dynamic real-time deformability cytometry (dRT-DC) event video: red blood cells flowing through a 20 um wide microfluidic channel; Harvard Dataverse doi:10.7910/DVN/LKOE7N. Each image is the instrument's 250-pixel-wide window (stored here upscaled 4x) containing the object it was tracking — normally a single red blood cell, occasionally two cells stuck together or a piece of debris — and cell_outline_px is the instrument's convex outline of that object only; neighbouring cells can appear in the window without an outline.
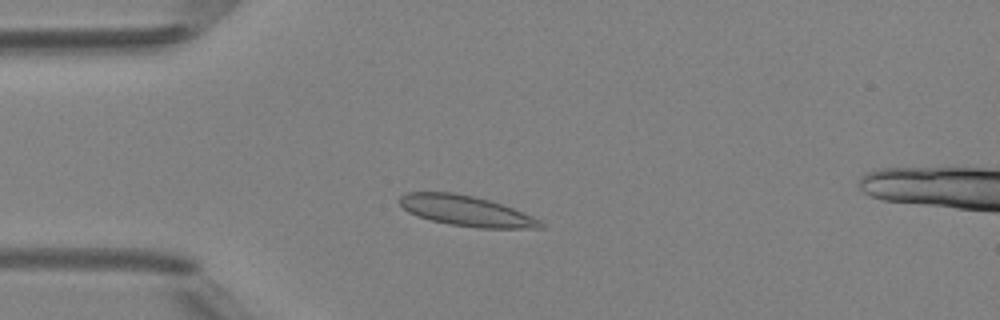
{"species": "Egyptian fruit bat (a non-hibernating species)", "species_latin": "Rousettus aegyptiacus", "temperature_condition": "room temperature", "stored_images_in_passage": 46, "segment_of_instrument_passage": [1, 2], "camera_frame_rate_fps": 3000, "um_per_image_px": 0.085, "animal": {"sex": "female"}, "frame": {"image": 1, "passage_image": 9, "time_ms": 2.667, "image_size_px": [1000, 320], "cell_outline_px": [[544, 228], [480, 228], [448, 224], [432, 220], [408, 212], [400, 204], [400, 196], [404, 192], [452, 192], [472, 196], [488, 200], [512, 208], [532, 216], [540, 220], [544, 224]], "centroid_in_image_um": [39.62, 17.92], "position_along_channel_um": 45.4, "area_um2": 24.68}}
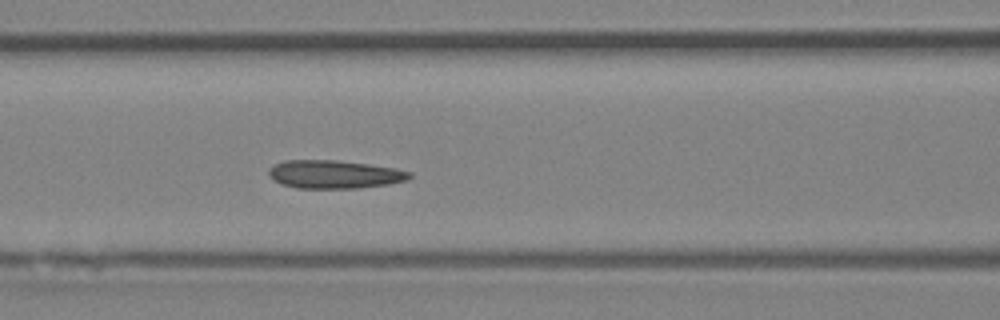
{"frame": {"image": 2, "passage_image": 17, "time_ms": 5.333, "image_size_px": [1000, 320], "cell_outline_px": [[412, 176], [408, 180], [388, 184], [360, 188], [296, 188], [280, 184], [272, 180], [268, 172], [268, 168], [284, 160], [336, 160], [368, 164], [396, 168], [412, 172]], "centroid_in_image_um": [28.42, 14.82], "position_along_channel_um": 138.2, "area_um2": 23.35}}
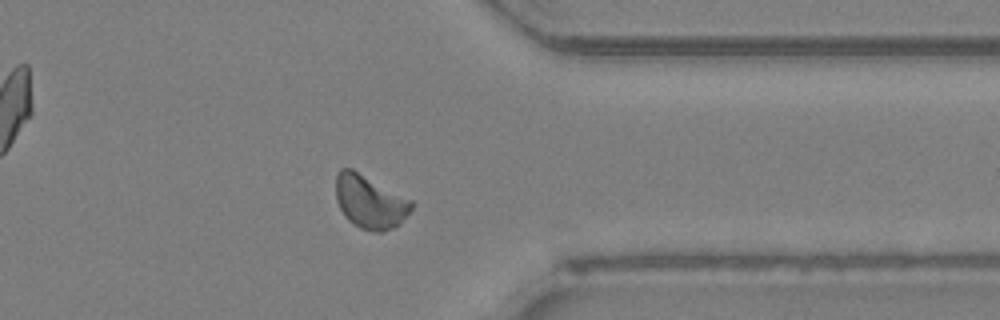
{"frame": {"image": 3, "passage_image": 35, "time_ms": 11.333, "image_size_px": [1000, 320], "cell_outline_px": [[412, 208], [400, 224], [392, 228], [380, 232], [376, 232], [360, 228], [348, 220], [344, 216], [336, 200], [336, 172], [340, 168], [352, 168], [412, 200]], "centroid_in_image_um": [31.42, 17.14], "position_along_channel_um": 380.0, "area_um2": 23.52}}